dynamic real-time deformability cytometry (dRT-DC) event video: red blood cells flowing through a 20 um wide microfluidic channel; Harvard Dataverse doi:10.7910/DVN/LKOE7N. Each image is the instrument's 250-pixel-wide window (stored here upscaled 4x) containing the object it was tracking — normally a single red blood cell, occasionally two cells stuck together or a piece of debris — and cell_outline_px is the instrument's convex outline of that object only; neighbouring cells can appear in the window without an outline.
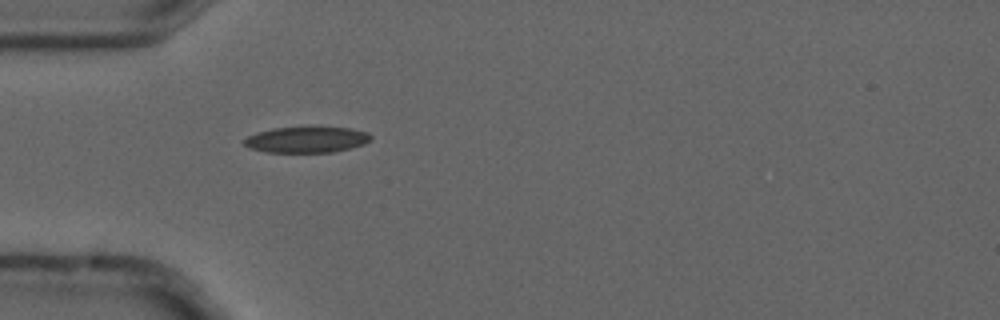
{"species": "common noctule bat (a hibernating species)", "species_latin": "Nyctalus noctula", "temperature_condition": "cold", "stored_images_in_passage": 5, "camera_frame_rate_fps": 3000, "um_per_image_px": 0.085, "animal": {"sex": "male", "forearm_length_mm": 52.5}, "frame": {"image": 1, "passage_image": 5, "time_ms": 1.333, "image_size_px": [1000, 320], "cell_outline_px": [[372, 140], [364, 144], [332, 152], [268, 152], [248, 148], [244, 144], [244, 140], [248, 136], [256, 132], [272, 128], [308, 124], [348, 128], [368, 132], [372, 136]], "centroid_in_image_um": [26.07, 11.82], "position_along_channel_um": 58.9, "area_um2": 20.0}}